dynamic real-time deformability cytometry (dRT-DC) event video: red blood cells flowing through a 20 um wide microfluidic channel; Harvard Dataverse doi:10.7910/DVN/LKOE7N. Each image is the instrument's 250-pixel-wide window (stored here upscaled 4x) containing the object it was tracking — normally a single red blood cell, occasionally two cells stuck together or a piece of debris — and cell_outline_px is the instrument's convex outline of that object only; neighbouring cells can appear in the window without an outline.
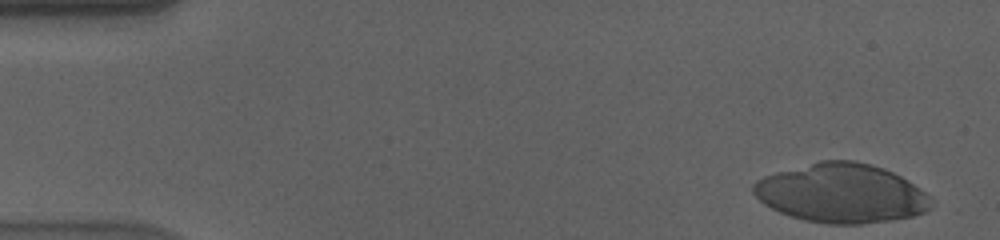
{"species": "human", "species_latin": "Homo sapiens", "temperature_condition": "cold", "stored_images_in_passage": 54, "camera_frame_rate_fps": 3000, "um_per_image_px": 0.085, "donor": {"sex": "male"}, "frame": {"image": 1, "passage_image": 1, "time_ms": 0.0, "image_size_px": [1000, 240], "cell_outline_px": [[932, 200], [928, 208], [924, 212], [912, 216], [892, 220], [860, 224], [828, 224], [804, 220], [780, 212], [764, 204], [752, 192], [752, 184], [756, 180], [764, 176], [776, 172], [820, 160], [856, 160], [884, 168], [900, 176], [932, 196]], "centroid_in_image_um": [71.51, 16.42], "position_along_channel_um": 13.5, "area_um2": 61.21}}